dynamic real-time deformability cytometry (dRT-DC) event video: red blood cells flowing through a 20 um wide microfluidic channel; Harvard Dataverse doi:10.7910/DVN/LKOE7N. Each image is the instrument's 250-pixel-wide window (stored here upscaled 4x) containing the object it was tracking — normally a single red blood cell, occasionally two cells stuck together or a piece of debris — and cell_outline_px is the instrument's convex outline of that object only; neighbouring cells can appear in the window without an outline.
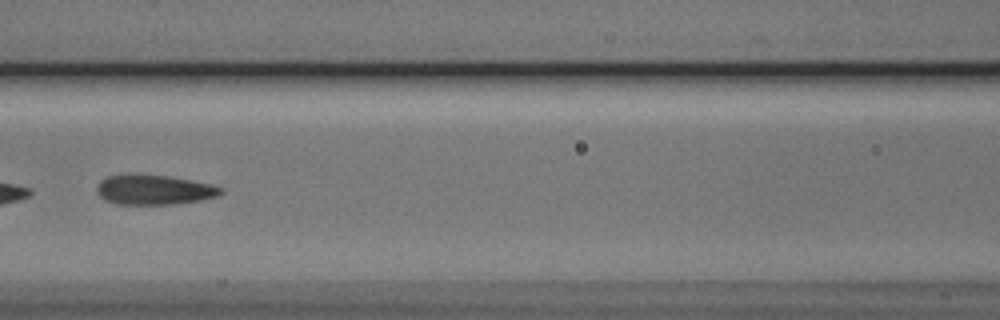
{"species": "Egyptian fruit bat (a non-hibernating species)", "species_latin": "Rousettus aegyptiacus", "temperature_condition": "cold", "stored_images_in_passage": 7, "camera_frame_rate_fps": 3000, "um_per_image_px": 0.085, "animal": {"sex": "male"}, "frame": {"image": 1, "passage_image": 7, "time_ms": 6.667, "image_size_px": [1000, 320], "cell_outline_px": [[224, 192], [216, 196], [200, 200], [176, 204], [116, 204], [104, 200], [96, 192], [96, 188], [100, 180], [108, 176], [136, 172], [168, 176], [192, 180], [224, 188]], "centroid_in_image_um": [13.04, 16.11], "position_along_channel_um": 153.6, "area_um2": 21.96}}